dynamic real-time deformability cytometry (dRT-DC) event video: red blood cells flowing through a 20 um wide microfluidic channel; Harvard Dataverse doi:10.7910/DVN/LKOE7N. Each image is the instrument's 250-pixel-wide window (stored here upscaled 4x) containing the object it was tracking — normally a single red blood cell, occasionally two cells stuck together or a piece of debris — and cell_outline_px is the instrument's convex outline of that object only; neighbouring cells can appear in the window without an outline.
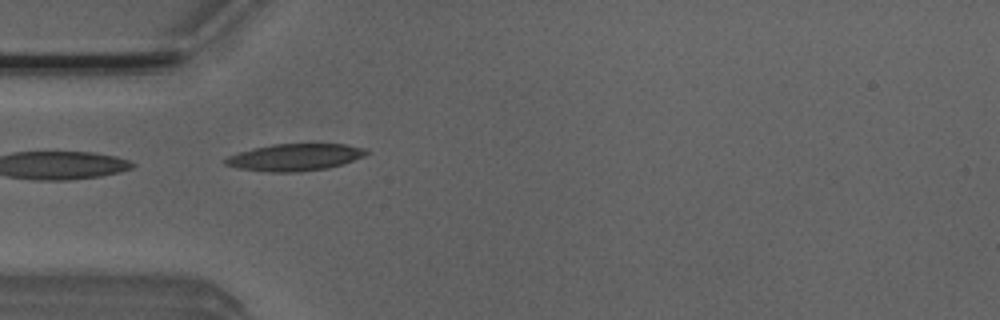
{"species": "Egyptian fruit bat (a non-hibernating species)", "species_latin": "Rousettus aegyptiacus", "temperature_condition": "room temperature", "stored_images_in_passage": 8, "camera_frame_rate_fps": 3000, "um_per_image_px": 0.085, "animal": {"sex": "male"}, "frame": {"image": 1, "passage_image": 3, "time_ms": 0.667, "image_size_px": [1000, 320], "cell_outline_px": [[372, 152], [364, 156], [340, 164], [324, 168], [288, 172], [268, 172], [240, 168], [224, 164], [224, 160], [228, 156], [252, 148], [272, 144], [344, 144], [364, 148]], "centroid_in_image_um": [25.05, 13.35], "position_along_channel_um": 59.9, "area_um2": 21.79}}
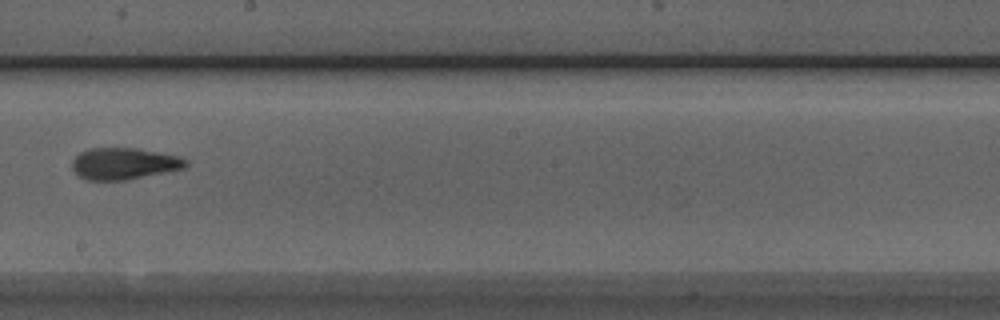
{"frame": {"image": 2, "passage_image": 7, "time_ms": 2.0, "image_size_px": [1000, 320], "cell_outline_px": [[188, 164], [184, 168], [128, 180], [88, 180], [80, 176], [72, 168], [72, 160], [80, 152], [88, 148], [136, 148], [180, 156], [188, 160]], "centroid_in_image_um": [10.55, 13.9], "position_along_channel_um": 237.6, "area_um2": 20.98}}
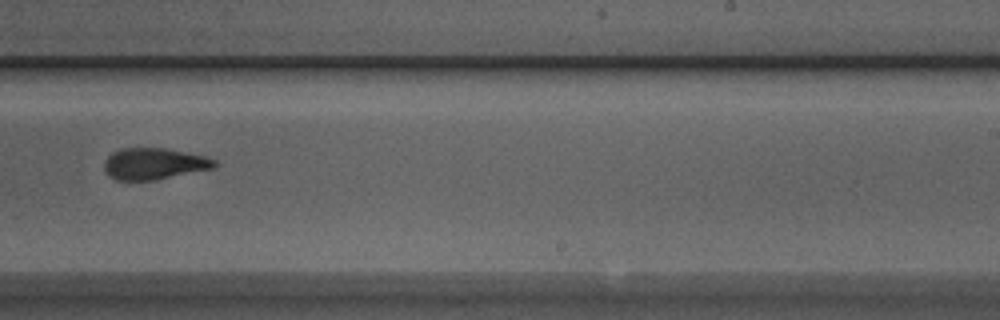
{"frame": {"image": 3, "passage_image": 8, "time_ms": 2.333, "image_size_px": [1000, 320], "cell_outline_px": [[220, 164], [216, 168], [156, 180], [116, 180], [108, 176], [104, 172], [104, 160], [112, 152], [124, 148], [164, 148], [204, 156], [216, 160]], "centroid_in_image_um": [13.11, 13.93], "position_along_channel_um": 275.9, "area_um2": 20.46}}